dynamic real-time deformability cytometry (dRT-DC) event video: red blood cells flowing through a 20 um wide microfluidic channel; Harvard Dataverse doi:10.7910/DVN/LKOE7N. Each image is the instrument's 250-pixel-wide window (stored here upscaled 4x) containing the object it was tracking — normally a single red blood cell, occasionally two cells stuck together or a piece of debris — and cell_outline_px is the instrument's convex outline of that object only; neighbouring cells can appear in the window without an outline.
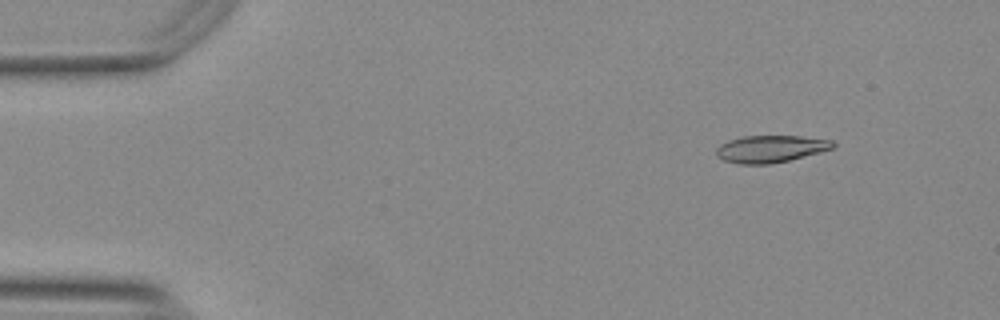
{"species": "Egyptian fruit bat (a non-hibernating species)", "species_latin": "Rousettus aegyptiacus", "temperature_condition": "warm", "stored_images_in_passage": 54, "segment_of_instrument_passage": [1, 2], "camera_frame_rate_fps": 3000, "um_per_image_px": 0.085, "animal": {"sex": "female"}, "frame": {"image": 1, "passage_image": 5, "time_ms": 1.333, "image_size_px": [1000, 320], "cell_outline_px": [[836, 144], [832, 148], [820, 152], [788, 160], [768, 164], [740, 164], [724, 160], [716, 156], [716, 148], [720, 144], [728, 140], [744, 136], [800, 136], [832, 140]], "centroid_in_image_um": [65.47, 12.65], "position_along_channel_um": 19.5, "area_um2": 18.32}}
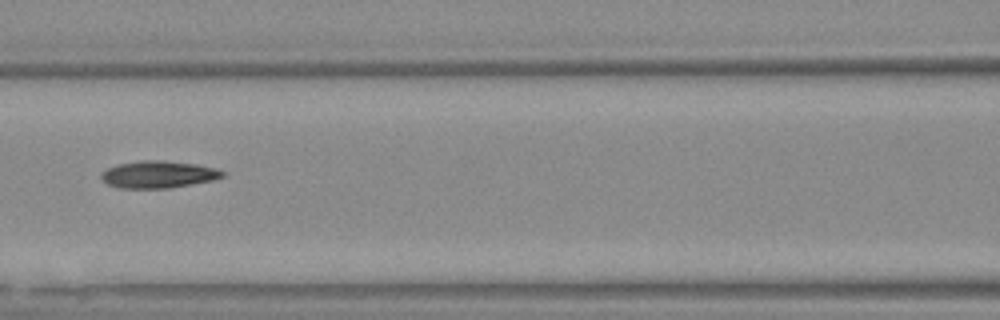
{"frame": {"image": 2, "passage_image": 23, "time_ms": 7.333, "image_size_px": [1000, 320], "cell_outline_px": [[224, 176], [212, 180], [192, 184], [168, 188], [120, 188], [108, 184], [100, 176], [108, 168], [116, 164], [144, 160], [164, 160], [196, 164], [216, 168], [224, 172]], "centroid_in_image_um": [13.47, 14.82], "position_along_channel_um": 153.1, "area_um2": 19.02}}
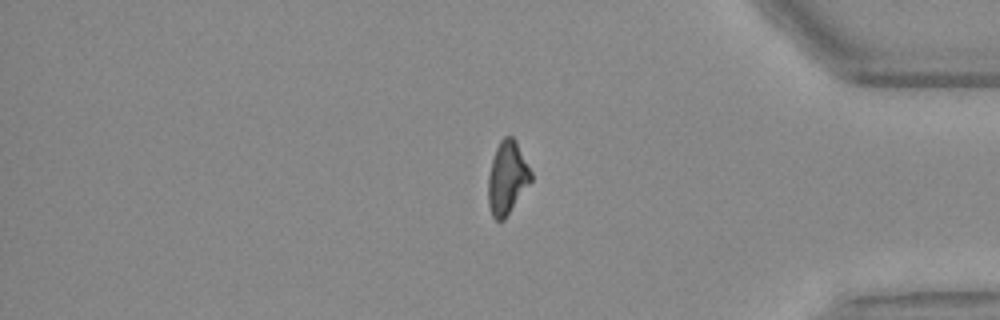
{"frame": {"image": 3, "passage_image": 44, "time_ms": 14.333, "image_size_px": [1000, 320], "cell_outline_px": [[532, 180], [504, 220], [496, 220], [492, 216], [488, 204], [488, 176], [492, 160], [496, 148], [500, 140], [504, 136], [512, 136], [516, 140], [532, 172]], "centroid_in_image_um": [43.11, 15.1], "position_along_channel_um": 392.1, "area_um2": 18.21}}